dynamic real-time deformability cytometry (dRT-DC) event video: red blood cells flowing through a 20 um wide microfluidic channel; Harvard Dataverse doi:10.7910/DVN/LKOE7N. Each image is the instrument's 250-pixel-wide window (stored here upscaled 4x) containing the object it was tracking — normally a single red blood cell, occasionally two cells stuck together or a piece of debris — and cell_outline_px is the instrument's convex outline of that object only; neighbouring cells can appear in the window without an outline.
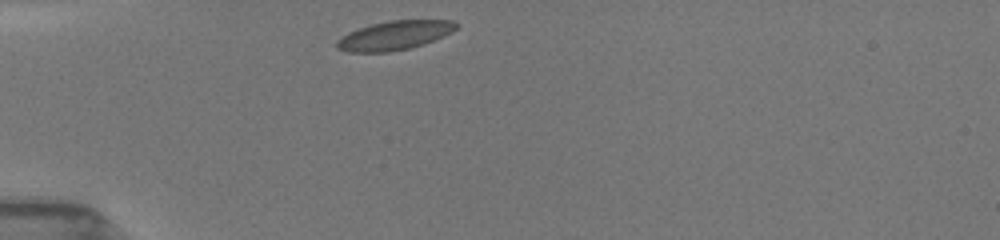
{"species": "common noctule bat (a hibernating species)", "species_latin": "Nyctalus noctula", "temperature_condition": "room temperature", "stored_images_in_passage": 38, "camera_frame_rate_fps": 3000, "um_per_image_px": 0.085, "animal": {"sex": "female", "body_mass_g": 19.5, "forearm_length_mm": 54.1}, "frame": {"image": 1, "passage_image": 1, "time_ms": 0.0, "image_size_px": [1000, 240], "cell_outline_px": [[460, 24], [452, 32], [444, 36], [408, 48], [388, 52], [348, 52], [336, 48], [336, 40], [340, 36], [348, 32], [372, 24], [392, 20], [452, 20]], "centroid_in_image_um": [33.5, 3.0], "position_along_channel_um": 51.5, "area_um2": 20.06}}
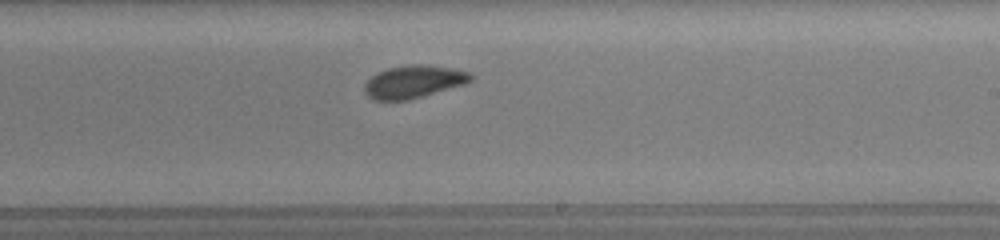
{"frame": {"image": 2, "passage_image": 18, "time_ms": 5.667, "image_size_px": [1000, 240], "cell_outline_px": [[472, 80], [464, 84], [408, 100], [372, 100], [364, 92], [364, 84], [376, 72], [388, 68], [416, 64], [420, 64], [448, 68], [468, 72], [472, 76]], "centroid_in_image_um": [35.1, 6.96], "position_along_channel_um": 253.9, "area_um2": 19.88}}
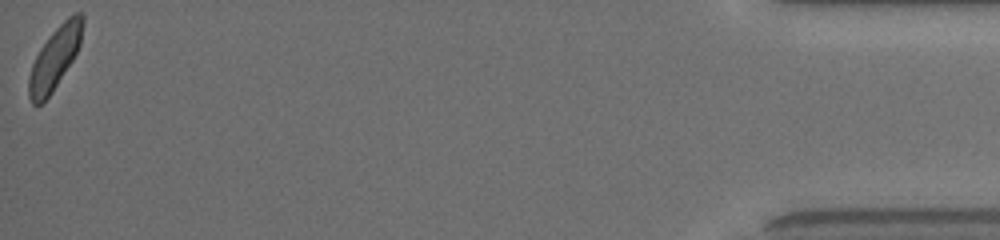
{"frame": {"image": 3, "passage_image": 38, "time_ms": 12.333, "image_size_px": [1000, 240], "cell_outline_px": [[84, 24], [80, 44], [72, 60], [52, 92], [40, 104], [32, 104], [28, 96], [28, 76], [32, 64], [40, 48], [48, 36], [68, 16], [76, 12], [80, 12], [84, 16]], "centroid_in_image_um": [4.65, 4.91], "position_along_channel_um": 430.5, "area_um2": 19.36}, "authors_computed_cell_mechanics": {"area_um2": 19.9699, "velocity_mm_per_s": 3.9253, "shape_relaxation_time_tau1_ms": 3.5992, "shape_relaxation_time_tau2_ms": 3.0184, "deformation_change_tau1": 0.097, "deformation_change_tau2": 0.0694}}